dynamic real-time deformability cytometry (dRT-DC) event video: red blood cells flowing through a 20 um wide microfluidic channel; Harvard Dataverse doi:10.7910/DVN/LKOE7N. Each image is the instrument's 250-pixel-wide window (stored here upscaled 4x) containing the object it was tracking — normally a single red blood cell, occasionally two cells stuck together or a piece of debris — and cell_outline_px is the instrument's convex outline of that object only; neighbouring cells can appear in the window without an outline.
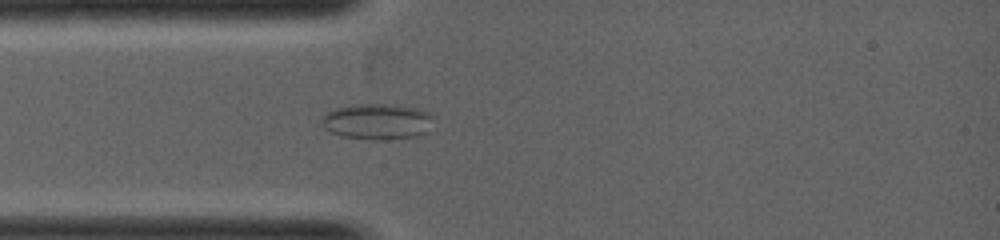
{"species": "common noctule bat (a hibernating species)", "species_latin": "Nyctalus noctula", "temperature_condition": "warm", "stored_images_in_passage": 2, "camera_frame_rate_fps": 5000, "um_per_image_px": 0.085, "animal": {"sex": "female", "body_mass_g": 19.0, "forearm_length_mm": 53.3}, "frame": {"image": 1, "passage_image": 2, "time_ms": 1.2, "image_size_px": [1000, 240], "cell_outline_px": [[436, 116], [424, 132], [416, 136], [344, 136], [328, 132], [320, 124], [320, 120], [324, 112], [336, 108], [352, 104], [396, 104], [416, 108], [428, 112]], "centroid_in_image_um": [32.0, 10.24], "position_along_channel_um": 53.0, "area_um2": 22.48}}